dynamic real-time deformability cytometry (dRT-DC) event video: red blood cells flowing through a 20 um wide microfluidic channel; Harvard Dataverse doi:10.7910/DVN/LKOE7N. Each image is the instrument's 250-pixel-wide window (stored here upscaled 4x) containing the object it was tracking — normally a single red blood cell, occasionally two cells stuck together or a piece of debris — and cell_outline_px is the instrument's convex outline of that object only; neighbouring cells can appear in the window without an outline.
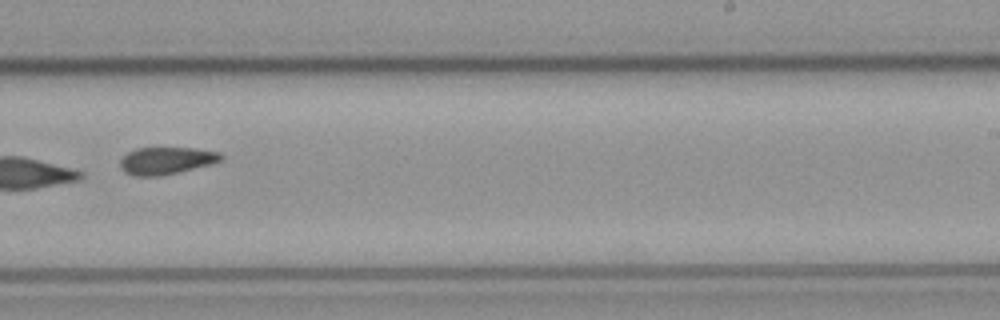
{"species": "common noctule bat (a hibernating species)", "species_latin": "Nyctalus noctula", "temperature_condition": "cold", "stored_images_in_passage": 11, "camera_frame_rate_fps": 3000, "um_per_image_px": 0.085, "animal": {"sex": "male", "body_mass_g": 23.1, "forearm_length_mm": 52.7}, "frame": {"image": 1, "passage_image": 7, "time_ms": 7.0, "image_size_px": [1000, 320], "cell_outline_px": [[224, 156], [220, 160], [212, 164], [160, 176], [132, 176], [124, 172], [120, 164], [120, 160], [128, 152], [136, 148], [196, 148], [220, 152]], "centroid_in_image_um": [14.14, 13.65], "position_along_channel_um": 274.9, "area_um2": 16.01}, "authors_computed_cell_mechanics": {"area_um2": 18.8428, "velocity_mm_per_s": 3.7461, "shape_relaxation_time_tau1_ms": 4.8189, "shape_relaxation_time_tau2_ms": 4.4257, "deformation_change_tau1": 0.0732, "deformation_change_tau2": 0.0778}}